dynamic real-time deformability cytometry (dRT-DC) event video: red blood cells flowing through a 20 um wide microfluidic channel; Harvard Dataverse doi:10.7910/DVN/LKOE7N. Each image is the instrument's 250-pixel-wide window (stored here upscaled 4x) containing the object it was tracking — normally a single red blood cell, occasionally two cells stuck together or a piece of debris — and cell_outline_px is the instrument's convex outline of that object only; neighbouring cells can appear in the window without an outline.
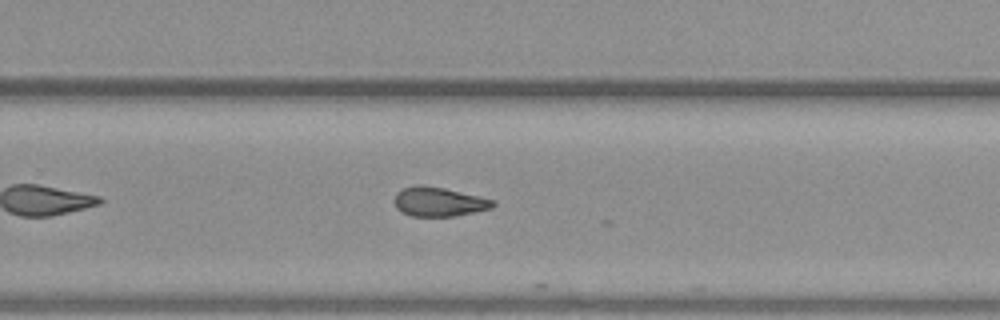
{"species": "common noctule bat (a hibernating species)", "species_latin": "Nyctalus noctula", "temperature_condition": "warm", "stored_images_in_passage": 28, "camera_frame_rate_fps": 3000, "um_per_image_px": 0.085, "animal": {"sex": "female", "body_mass_g": 19.3, "forearm_length_mm": 54.1}, "frame": {"image": 1, "passage_image": 27, "time_ms": 8.667, "image_size_px": [1000, 320], "cell_outline_px": [[496, 204], [492, 208], [476, 212], [456, 216], [412, 216], [400, 212], [396, 208], [392, 200], [396, 192], [404, 188], [416, 184], [420, 184], [444, 188], [480, 196], [496, 200]], "centroid_in_image_um": [37.29, 17.15], "position_along_channel_um": 292.5, "area_um2": 17.17}}